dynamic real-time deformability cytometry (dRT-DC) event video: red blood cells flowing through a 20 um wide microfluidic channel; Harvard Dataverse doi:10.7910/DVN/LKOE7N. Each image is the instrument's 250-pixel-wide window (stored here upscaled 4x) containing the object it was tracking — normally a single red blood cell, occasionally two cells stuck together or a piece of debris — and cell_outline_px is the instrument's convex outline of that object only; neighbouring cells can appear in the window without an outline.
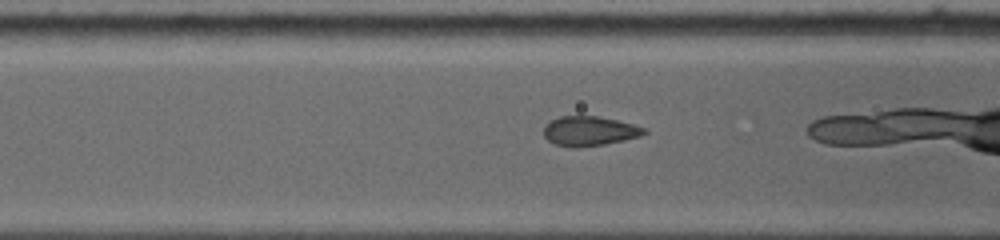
{"species": "common noctule bat (a hibernating species)", "species_latin": "Nyctalus noctula", "temperature_condition": "warm", "stored_images_in_passage": 13, "camera_frame_rate_fps": 5000, "um_per_image_px": 0.085, "animal": {"sex": "female", "body_mass_g": 19.0, "forearm_length_mm": 53.3}, "frame": {"image": 1, "passage_image": 3, "time_ms": 1.0, "image_size_px": [1000, 240], "cell_outline_px": [[648, 132], [640, 136], [624, 140], [604, 144], [576, 148], [572, 148], [556, 144], [548, 140], [544, 136], [544, 124], [560, 116], [596, 116], [616, 120], [632, 124], [644, 128]], "centroid_in_image_um": [50.07, 11.14], "position_along_channel_um": 116.5, "area_um2": 17.22}}
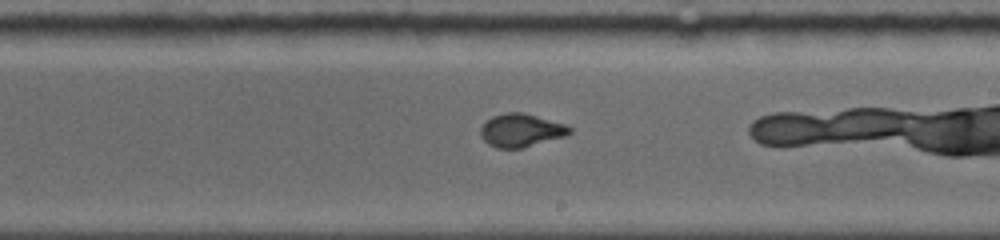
{"frame": {"image": 2, "passage_image": 10, "time_ms": 4.2, "image_size_px": [1000, 240], "cell_outline_px": [[572, 132], [568, 136], [524, 148], [496, 148], [488, 144], [480, 136], [480, 128], [492, 116], [504, 112], [524, 112], [564, 124], [572, 128]], "centroid_in_image_um": [44.31, 11.09], "position_along_channel_um": 244.7, "area_um2": 17.46}}